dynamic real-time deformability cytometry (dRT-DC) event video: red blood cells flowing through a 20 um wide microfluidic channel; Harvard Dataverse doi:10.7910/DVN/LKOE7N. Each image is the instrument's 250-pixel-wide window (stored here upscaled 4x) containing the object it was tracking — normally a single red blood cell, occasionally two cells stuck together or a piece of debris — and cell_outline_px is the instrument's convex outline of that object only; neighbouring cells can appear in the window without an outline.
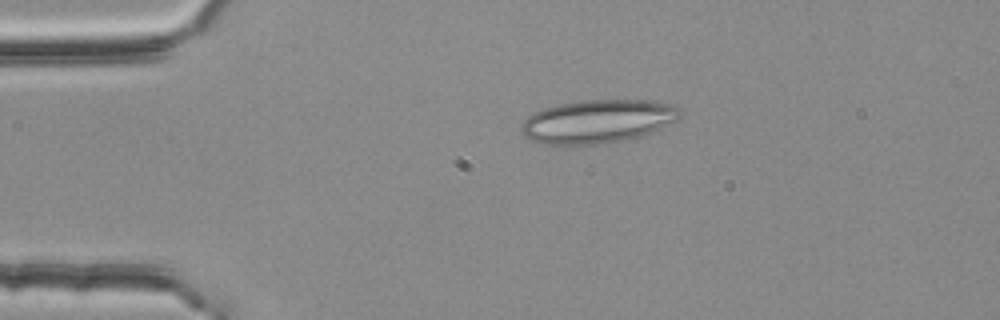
{"species": "common noctule bat (a hibernating species)", "species_latin": "Nyctalus noctula", "temperature_condition": "room temperature", "stored_images_in_passage": 47, "segment_of_instrument_passage": [1, 2], "camera_frame_rate_fps": 3000, "um_per_image_px": 0.085, "animal": {"sex": "female", "body_mass_g": 25.1}, "frame": {"image": 1, "passage_image": 4, "time_ms": 1.0, "image_size_px": [1000, 320], "cell_outline_px": [[680, 116], [676, 120], [652, 132], [640, 136], [620, 140], [596, 144], [544, 144], [532, 140], [524, 136], [520, 132], [520, 124], [532, 112], [544, 108], [560, 104], [584, 100], [648, 100], [672, 104], [680, 112]], "centroid_in_image_um": [50.75, 10.31], "position_along_channel_um": 34.3, "area_um2": 39.82}}